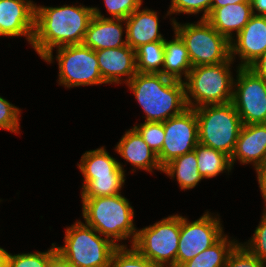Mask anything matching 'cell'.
<instances>
[{
    "label": "cell",
    "mask_w": 266,
    "mask_h": 267,
    "mask_svg": "<svg viewBox=\"0 0 266 267\" xmlns=\"http://www.w3.org/2000/svg\"><path fill=\"white\" fill-rule=\"evenodd\" d=\"M93 7L63 5L35 6L32 47L46 62L52 63L53 48L83 44Z\"/></svg>",
    "instance_id": "obj_1"
},
{
    "label": "cell",
    "mask_w": 266,
    "mask_h": 267,
    "mask_svg": "<svg viewBox=\"0 0 266 267\" xmlns=\"http://www.w3.org/2000/svg\"><path fill=\"white\" fill-rule=\"evenodd\" d=\"M142 107L145 122H164L187 109L184 80L161 73H141L126 83Z\"/></svg>",
    "instance_id": "obj_2"
},
{
    "label": "cell",
    "mask_w": 266,
    "mask_h": 267,
    "mask_svg": "<svg viewBox=\"0 0 266 267\" xmlns=\"http://www.w3.org/2000/svg\"><path fill=\"white\" fill-rule=\"evenodd\" d=\"M82 215L87 225L118 247L126 245L116 241L127 240L130 236L132 246L137 235V228L133 223L134 211L128 199L122 194L82 198Z\"/></svg>",
    "instance_id": "obj_3"
},
{
    "label": "cell",
    "mask_w": 266,
    "mask_h": 267,
    "mask_svg": "<svg viewBox=\"0 0 266 267\" xmlns=\"http://www.w3.org/2000/svg\"><path fill=\"white\" fill-rule=\"evenodd\" d=\"M233 61L229 58L218 64L192 67L184 81L188 108L232 102L235 79L230 67Z\"/></svg>",
    "instance_id": "obj_4"
},
{
    "label": "cell",
    "mask_w": 266,
    "mask_h": 267,
    "mask_svg": "<svg viewBox=\"0 0 266 267\" xmlns=\"http://www.w3.org/2000/svg\"><path fill=\"white\" fill-rule=\"evenodd\" d=\"M199 143L232 156L243 123L232 102L195 108Z\"/></svg>",
    "instance_id": "obj_5"
},
{
    "label": "cell",
    "mask_w": 266,
    "mask_h": 267,
    "mask_svg": "<svg viewBox=\"0 0 266 267\" xmlns=\"http://www.w3.org/2000/svg\"><path fill=\"white\" fill-rule=\"evenodd\" d=\"M80 220L65 231L64 246H56L70 263L77 267H110L113 252L118 248L111 240Z\"/></svg>",
    "instance_id": "obj_6"
},
{
    "label": "cell",
    "mask_w": 266,
    "mask_h": 267,
    "mask_svg": "<svg viewBox=\"0 0 266 267\" xmlns=\"http://www.w3.org/2000/svg\"><path fill=\"white\" fill-rule=\"evenodd\" d=\"M172 27L185 43L192 67L199 65L218 64L230 58V42L206 19L196 24H179L171 19Z\"/></svg>",
    "instance_id": "obj_7"
},
{
    "label": "cell",
    "mask_w": 266,
    "mask_h": 267,
    "mask_svg": "<svg viewBox=\"0 0 266 267\" xmlns=\"http://www.w3.org/2000/svg\"><path fill=\"white\" fill-rule=\"evenodd\" d=\"M180 227V215L168 216L137 230L132 247L154 263L163 267H176Z\"/></svg>",
    "instance_id": "obj_8"
},
{
    "label": "cell",
    "mask_w": 266,
    "mask_h": 267,
    "mask_svg": "<svg viewBox=\"0 0 266 267\" xmlns=\"http://www.w3.org/2000/svg\"><path fill=\"white\" fill-rule=\"evenodd\" d=\"M59 85L67 88L107 84L99 71L96 51L84 44L57 48Z\"/></svg>",
    "instance_id": "obj_9"
},
{
    "label": "cell",
    "mask_w": 266,
    "mask_h": 267,
    "mask_svg": "<svg viewBox=\"0 0 266 267\" xmlns=\"http://www.w3.org/2000/svg\"><path fill=\"white\" fill-rule=\"evenodd\" d=\"M236 72L232 103L243 125L266 123V80L248 67Z\"/></svg>",
    "instance_id": "obj_10"
},
{
    "label": "cell",
    "mask_w": 266,
    "mask_h": 267,
    "mask_svg": "<svg viewBox=\"0 0 266 267\" xmlns=\"http://www.w3.org/2000/svg\"><path fill=\"white\" fill-rule=\"evenodd\" d=\"M223 233L220 218L213 217L208 211L193 222L181 216L176 267L208 249L224 235Z\"/></svg>",
    "instance_id": "obj_11"
},
{
    "label": "cell",
    "mask_w": 266,
    "mask_h": 267,
    "mask_svg": "<svg viewBox=\"0 0 266 267\" xmlns=\"http://www.w3.org/2000/svg\"><path fill=\"white\" fill-rule=\"evenodd\" d=\"M165 139L162 150L157 154L161 167L172 159L194 150L198 141V122L194 108L163 122Z\"/></svg>",
    "instance_id": "obj_12"
},
{
    "label": "cell",
    "mask_w": 266,
    "mask_h": 267,
    "mask_svg": "<svg viewBox=\"0 0 266 267\" xmlns=\"http://www.w3.org/2000/svg\"><path fill=\"white\" fill-rule=\"evenodd\" d=\"M35 6L31 0H0V36H25L32 44Z\"/></svg>",
    "instance_id": "obj_13"
},
{
    "label": "cell",
    "mask_w": 266,
    "mask_h": 267,
    "mask_svg": "<svg viewBox=\"0 0 266 267\" xmlns=\"http://www.w3.org/2000/svg\"><path fill=\"white\" fill-rule=\"evenodd\" d=\"M266 51V16L252 15L248 23L230 41V58L240 57L238 67H249Z\"/></svg>",
    "instance_id": "obj_14"
},
{
    "label": "cell",
    "mask_w": 266,
    "mask_h": 267,
    "mask_svg": "<svg viewBox=\"0 0 266 267\" xmlns=\"http://www.w3.org/2000/svg\"><path fill=\"white\" fill-rule=\"evenodd\" d=\"M99 71L102 79L108 84L128 83L137 73L136 51L129 45L119 48L96 50ZM122 76V77H121Z\"/></svg>",
    "instance_id": "obj_15"
},
{
    "label": "cell",
    "mask_w": 266,
    "mask_h": 267,
    "mask_svg": "<svg viewBox=\"0 0 266 267\" xmlns=\"http://www.w3.org/2000/svg\"><path fill=\"white\" fill-rule=\"evenodd\" d=\"M125 19H111L101 14L99 8L93 7V16L88 24L83 44L93 50L119 48L128 45L122 39Z\"/></svg>",
    "instance_id": "obj_16"
},
{
    "label": "cell",
    "mask_w": 266,
    "mask_h": 267,
    "mask_svg": "<svg viewBox=\"0 0 266 267\" xmlns=\"http://www.w3.org/2000/svg\"><path fill=\"white\" fill-rule=\"evenodd\" d=\"M252 163L257 169L266 162V123L243 125L238 136L231 164Z\"/></svg>",
    "instance_id": "obj_17"
},
{
    "label": "cell",
    "mask_w": 266,
    "mask_h": 267,
    "mask_svg": "<svg viewBox=\"0 0 266 267\" xmlns=\"http://www.w3.org/2000/svg\"><path fill=\"white\" fill-rule=\"evenodd\" d=\"M139 7L125 19L127 44L134 50L143 44L164 41L159 33V17L157 12Z\"/></svg>",
    "instance_id": "obj_18"
},
{
    "label": "cell",
    "mask_w": 266,
    "mask_h": 267,
    "mask_svg": "<svg viewBox=\"0 0 266 267\" xmlns=\"http://www.w3.org/2000/svg\"><path fill=\"white\" fill-rule=\"evenodd\" d=\"M120 156L136 169L146 170H159L162 172V167L159 164L157 155L151 148L144 142L143 137L133 127L125 132L115 147Z\"/></svg>",
    "instance_id": "obj_19"
},
{
    "label": "cell",
    "mask_w": 266,
    "mask_h": 267,
    "mask_svg": "<svg viewBox=\"0 0 266 267\" xmlns=\"http://www.w3.org/2000/svg\"><path fill=\"white\" fill-rule=\"evenodd\" d=\"M253 15L251 3H237L211 8L206 21L229 42L243 29ZM233 32V33H232Z\"/></svg>",
    "instance_id": "obj_20"
},
{
    "label": "cell",
    "mask_w": 266,
    "mask_h": 267,
    "mask_svg": "<svg viewBox=\"0 0 266 267\" xmlns=\"http://www.w3.org/2000/svg\"><path fill=\"white\" fill-rule=\"evenodd\" d=\"M77 165L84 177L82 188L97 176L125 175L123 165L110 156L104 146L86 151Z\"/></svg>",
    "instance_id": "obj_21"
},
{
    "label": "cell",
    "mask_w": 266,
    "mask_h": 267,
    "mask_svg": "<svg viewBox=\"0 0 266 267\" xmlns=\"http://www.w3.org/2000/svg\"><path fill=\"white\" fill-rule=\"evenodd\" d=\"M174 34V39L164 40L162 74L171 79L183 81L182 75L186 79L192 69V65L185 43L176 32Z\"/></svg>",
    "instance_id": "obj_22"
},
{
    "label": "cell",
    "mask_w": 266,
    "mask_h": 267,
    "mask_svg": "<svg viewBox=\"0 0 266 267\" xmlns=\"http://www.w3.org/2000/svg\"><path fill=\"white\" fill-rule=\"evenodd\" d=\"M162 172L175 178L181 190H189L203 179L198 170L195 150L176 157L162 167Z\"/></svg>",
    "instance_id": "obj_23"
},
{
    "label": "cell",
    "mask_w": 266,
    "mask_h": 267,
    "mask_svg": "<svg viewBox=\"0 0 266 267\" xmlns=\"http://www.w3.org/2000/svg\"><path fill=\"white\" fill-rule=\"evenodd\" d=\"M238 244L237 240H230L224 234L216 243L180 267H225L230 253Z\"/></svg>",
    "instance_id": "obj_24"
},
{
    "label": "cell",
    "mask_w": 266,
    "mask_h": 267,
    "mask_svg": "<svg viewBox=\"0 0 266 267\" xmlns=\"http://www.w3.org/2000/svg\"><path fill=\"white\" fill-rule=\"evenodd\" d=\"M194 150L197 157L198 170L203 179L216 177L226 170L229 173L233 168L231 157L221 151L201 143H198Z\"/></svg>",
    "instance_id": "obj_25"
},
{
    "label": "cell",
    "mask_w": 266,
    "mask_h": 267,
    "mask_svg": "<svg viewBox=\"0 0 266 267\" xmlns=\"http://www.w3.org/2000/svg\"><path fill=\"white\" fill-rule=\"evenodd\" d=\"M135 51L137 72L162 74L164 41L143 44Z\"/></svg>",
    "instance_id": "obj_26"
},
{
    "label": "cell",
    "mask_w": 266,
    "mask_h": 267,
    "mask_svg": "<svg viewBox=\"0 0 266 267\" xmlns=\"http://www.w3.org/2000/svg\"><path fill=\"white\" fill-rule=\"evenodd\" d=\"M125 175H103L91 179L81 191V198L107 197L121 194Z\"/></svg>",
    "instance_id": "obj_27"
},
{
    "label": "cell",
    "mask_w": 266,
    "mask_h": 267,
    "mask_svg": "<svg viewBox=\"0 0 266 267\" xmlns=\"http://www.w3.org/2000/svg\"><path fill=\"white\" fill-rule=\"evenodd\" d=\"M110 267H163L145 258L132 246L118 247L112 254Z\"/></svg>",
    "instance_id": "obj_28"
},
{
    "label": "cell",
    "mask_w": 266,
    "mask_h": 267,
    "mask_svg": "<svg viewBox=\"0 0 266 267\" xmlns=\"http://www.w3.org/2000/svg\"><path fill=\"white\" fill-rule=\"evenodd\" d=\"M134 128L156 155L162 150L165 139L163 122H144Z\"/></svg>",
    "instance_id": "obj_29"
},
{
    "label": "cell",
    "mask_w": 266,
    "mask_h": 267,
    "mask_svg": "<svg viewBox=\"0 0 266 267\" xmlns=\"http://www.w3.org/2000/svg\"><path fill=\"white\" fill-rule=\"evenodd\" d=\"M56 245L46 252L9 254L8 267H46L48 259L56 251Z\"/></svg>",
    "instance_id": "obj_30"
},
{
    "label": "cell",
    "mask_w": 266,
    "mask_h": 267,
    "mask_svg": "<svg viewBox=\"0 0 266 267\" xmlns=\"http://www.w3.org/2000/svg\"><path fill=\"white\" fill-rule=\"evenodd\" d=\"M212 0H171L167 15L171 14H199L204 12L200 19H206L210 14Z\"/></svg>",
    "instance_id": "obj_31"
},
{
    "label": "cell",
    "mask_w": 266,
    "mask_h": 267,
    "mask_svg": "<svg viewBox=\"0 0 266 267\" xmlns=\"http://www.w3.org/2000/svg\"><path fill=\"white\" fill-rule=\"evenodd\" d=\"M253 255L266 263V211H263L261 221L248 242L243 244Z\"/></svg>",
    "instance_id": "obj_32"
},
{
    "label": "cell",
    "mask_w": 266,
    "mask_h": 267,
    "mask_svg": "<svg viewBox=\"0 0 266 267\" xmlns=\"http://www.w3.org/2000/svg\"><path fill=\"white\" fill-rule=\"evenodd\" d=\"M21 110L8 100L0 96V129H6L11 133H19V115Z\"/></svg>",
    "instance_id": "obj_33"
},
{
    "label": "cell",
    "mask_w": 266,
    "mask_h": 267,
    "mask_svg": "<svg viewBox=\"0 0 266 267\" xmlns=\"http://www.w3.org/2000/svg\"><path fill=\"white\" fill-rule=\"evenodd\" d=\"M266 263L239 243L230 253L225 267H266Z\"/></svg>",
    "instance_id": "obj_34"
},
{
    "label": "cell",
    "mask_w": 266,
    "mask_h": 267,
    "mask_svg": "<svg viewBox=\"0 0 266 267\" xmlns=\"http://www.w3.org/2000/svg\"><path fill=\"white\" fill-rule=\"evenodd\" d=\"M111 19H126L142 5V0H104Z\"/></svg>",
    "instance_id": "obj_35"
},
{
    "label": "cell",
    "mask_w": 266,
    "mask_h": 267,
    "mask_svg": "<svg viewBox=\"0 0 266 267\" xmlns=\"http://www.w3.org/2000/svg\"><path fill=\"white\" fill-rule=\"evenodd\" d=\"M46 267H77L70 263L59 251H55L50 258Z\"/></svg>",
    "instance_id": "obj_36"
},
{
    "label": "cell",
    "mask_w": 266,
    "mask_h": 267,
    "mask_svg": "<svg viewBox=\"0 0 266 267\" xmlns=\"http://www.w3.org/2000/svg\"><path fill=\"white\" fill-rule=\"evenodd\" d=\"M257 76L266 80V51L249 67Z\"/></svg>",
    "instance_id": "obj_37"
},
{
    "label": "cell",
    "mask_w": 266,
    "mask_h": 267,
    "mask_svg": "<svg viewBox=\"0 0 266 267\" xmlns=\"http://www.w3.org/2000/svg\"><path fill=\"white\" fill-rule=\"evenodd\" d=\"M255 170L257 173V180H258L259 188L262 193L261 195L264 198V202H265L264 211H266V162Z\"/></svg>",
    "instance_id": "obj_38"
},
{
    "label": "cell",
    "mask_w": 266,
    "mask_h": 267,
    "mask_svg": "<svg viewBox=\"0 0 266 267\" xmlns=\"http://www.w3.org/2000/svg\"><path fill=\"white\" fill-rule=\"evenodd\" d=\"M251 4L254 15L266 16V0H251Z\"/></svg>",
    "instance_id": "obj_39"
},
{
    "label": "cell",
    "mask_w": 266,
    "mask_h": 267,
    "mask_svg": "<svg viewBox=\"0 0 266 267\" xmlns=\"http://www.w3.org/2000/svg\"><path fill=\"white\" fill-rule=\"evenodd\" d=\"M251 3V0H212L211 8H220L230 4Z\"/></svg>",
    "instance_id": "obj_40"
},
{
    "label": "cell",
    "mask_w": 266,
    "mask_h": 267,
    "mask_svg": "<svg viewBox=\"0 0 266 267\" xmlns=\"http://www.w3.org/2000/svg\"><path fill=\"white\" fill-rule=\"evenodd\" d=\"M9 254L5 249L0 247V267H8Z\"/></svg>",
    "instance_id": "obj_41"
}]
</instances>
